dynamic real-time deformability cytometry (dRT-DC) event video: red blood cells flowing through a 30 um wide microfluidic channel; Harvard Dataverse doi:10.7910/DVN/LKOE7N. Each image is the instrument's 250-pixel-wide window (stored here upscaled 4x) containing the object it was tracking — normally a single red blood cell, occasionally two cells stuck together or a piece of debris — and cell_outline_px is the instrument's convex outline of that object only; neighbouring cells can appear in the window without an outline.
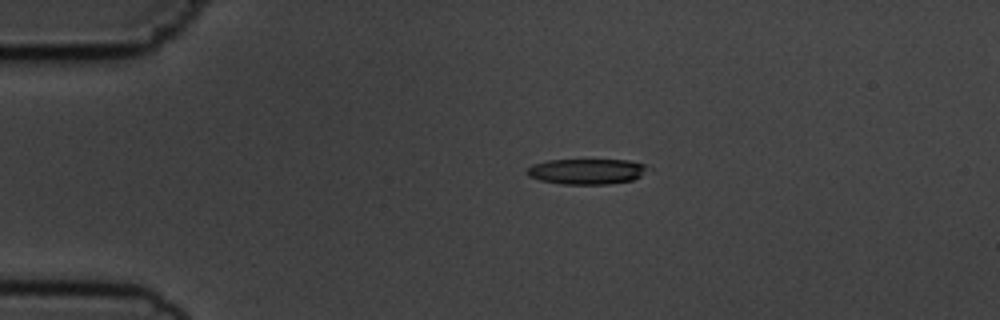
{"species": "common noctule bat (a hibernating species)", "species_latin": "Nyctalus noctula", "temperature_condition": "cold", "stored_images_in_passage": 4, "camera_frame_rate_fps": 3000, "um_per_image_px": 0.085, "animal": {"sex": "male", "body_mass_g": 19.5, "forearm_length_mm": 54.6}, "frame": {"image": 1, "passage_image": 3, "time_ms": 2.0, "image_size_px": [1000, 320], "cell_outline_px": [[652, 168], [640, 176], [632, 180], [608, 184], [560, 184], [540, 180], [528, 176], [524, 172], [532, 164], [548, 160], [628, 160], [644, 164]], "centroid_in_image_um": [49.86, 14.57], "position_along_channel_um": 35.1, "area_um2": 18.09}}